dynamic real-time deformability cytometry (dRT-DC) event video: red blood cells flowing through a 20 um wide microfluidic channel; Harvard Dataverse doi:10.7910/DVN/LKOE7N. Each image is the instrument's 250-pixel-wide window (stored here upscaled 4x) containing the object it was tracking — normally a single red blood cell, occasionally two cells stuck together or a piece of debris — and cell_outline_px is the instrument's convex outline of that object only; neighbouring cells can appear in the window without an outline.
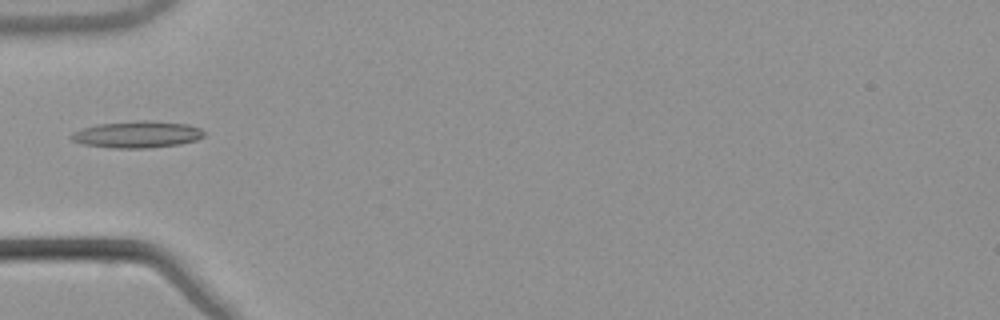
{"species": "common noctule bat (a hibernating species)", "species_latin": "Nyctalus noctula", "temperature_condition": "warm", "stored_images_in_passage": 30, "camera_frame_rate_fps": 3000, "um_per_image_px": 0.085, "animal": {"sex": "male", "body_mass_g": 21.5, "forearm_length_mm": 52.0}, "frame": {"image": 1, "passage_image": 1, "time_ms": 0.0, "image_size_px": [1000, 320], "cell_outline_px": [[204, 136], [196, 140], [180, 144], [148, 148], [112, 148], [84, 144], [72, 140], [68, 136], [72, 132], [96, 124], [144, 120], [188, 124], [200, 128], [204, 132]], "centroid_in_image_um": [11.65, 11.43], "position_along_channel_um": 73.3, "area_um2": 20.63}}
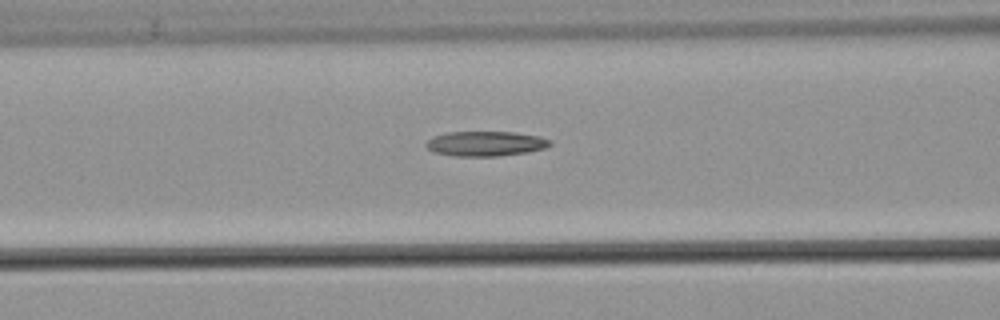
{"frame": {"image": 2, "passage_image": 5, "time_ms": 1.333, "image_size_px": [1000, 320], "cell_outline_px": [[552, 144], [544, 148], [528, 152], [496, 156], [452, 156], [432, 152], [424, 144], [432, 136], [448, 132], [516, 132], [540, 136], [552, 140]], "centroid_in_image_um": [41.26, 12.21], "position_along_channel_um": 125.3, "area_um2": 18.15}}